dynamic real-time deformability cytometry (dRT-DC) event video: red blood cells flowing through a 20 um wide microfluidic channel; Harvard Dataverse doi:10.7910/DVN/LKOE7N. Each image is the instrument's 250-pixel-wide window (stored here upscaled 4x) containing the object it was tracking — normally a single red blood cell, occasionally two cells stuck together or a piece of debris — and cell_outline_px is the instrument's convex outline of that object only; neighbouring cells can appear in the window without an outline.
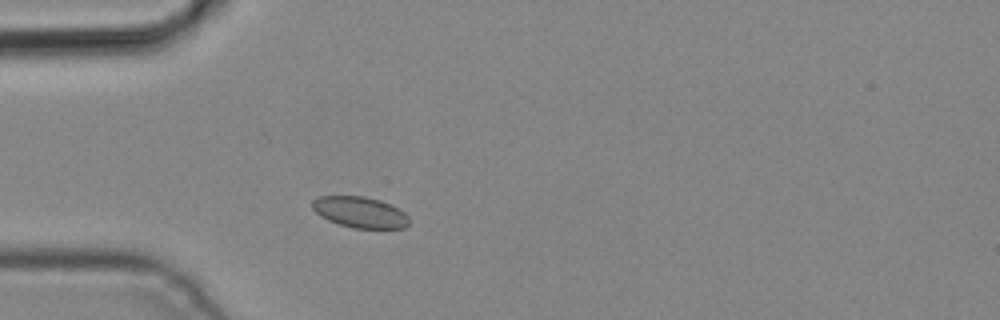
{"species": "common noctule bat (a hibernating species)", "species_latin": "Nyctalus noctula", "temperature_condition": "cold", "stored_images_in_passage": 2, "camera_frame_rate_fps": 3000, "um_per_image_px": 0.085, "animal": {"sex": "male", "body_mass_g": 19.2, "forearm_length_mm": 51.8}, "frame": {"image": 1, "passage_image": 2, "time_ms": 0.333, "image_size_px": [1000, 320], "cell_outline_px": [[408, 224], [404, 228], [352, 228], [328, 220], [320, 216], [312, 208], [312, 200], [316, 196], [364, 196], [380, 200], [404, 212], [408, 216]], "centroid_in_image_um": [30.56, 18.03], "position_along_channel_um": 54.4, "area_um2": 17.4}}